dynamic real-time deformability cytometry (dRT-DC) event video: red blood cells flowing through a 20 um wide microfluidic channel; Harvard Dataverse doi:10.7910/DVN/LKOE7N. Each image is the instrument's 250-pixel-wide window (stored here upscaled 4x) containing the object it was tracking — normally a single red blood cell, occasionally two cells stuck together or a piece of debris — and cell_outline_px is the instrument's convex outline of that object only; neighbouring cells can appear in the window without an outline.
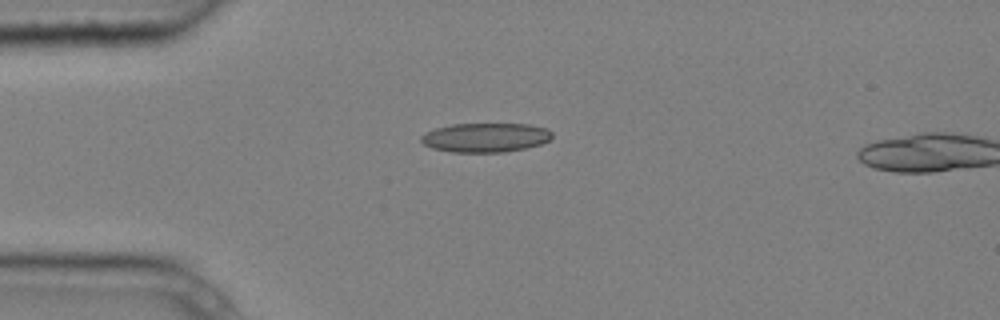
{"species": "common noctule bat (a hibernating species)", "species_latin": "Nyctalus noctula", "temperature_condition": "cold", "stored_images_in_passage": 2, "camera_frame_rate_fps": 3000, "um_per_image_px": 0.085, "animal": {"sex": "male", "body_mass_g": 20.4}, "frame": {"image": 1, "passage_image": 1, "time_ms": 0.0, "image_size_px": [1000, 320], "cell_outline_px": [[552, 136], [548, 140], [540, 144], [524, 148], [504, 152], [452, 152], [432, 148], [424, 144], [420, 140], [420, 136], [436, 128], [452, 124], [532, 124], [548, 128], [552, 132]], "centroid_in_image_um": [41.28, 11.68], "position_along_channel_um": 43.7, "area_um2": 22.25}}